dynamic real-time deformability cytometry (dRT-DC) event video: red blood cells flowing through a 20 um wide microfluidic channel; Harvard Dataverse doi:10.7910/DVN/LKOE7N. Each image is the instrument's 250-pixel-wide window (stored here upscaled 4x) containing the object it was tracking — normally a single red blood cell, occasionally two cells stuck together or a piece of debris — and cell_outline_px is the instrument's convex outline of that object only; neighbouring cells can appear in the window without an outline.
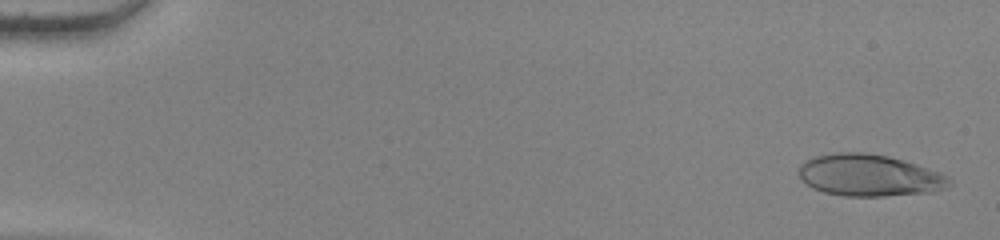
{"species": "human", "species_latin": "Homo sapiens", "temperature_condition": "warm", "stored_images_in_passage": 54, "camera_frame_rate_fps": 3000, "um_per_image_px": 0.085, "donor": {"sex": "female"}, "frame": {"image": 1, "passage_image": 2, "time_ms": 0.333, "image_size_px": [1000, 240], "cell_outline_px": [[952, 184], [944, 188], [932, 192], [884, 196], [844, 196], [824, 192], [812, 188], [800, 176], [800, 164], [804, 160], [812, 156], [836, 152], [864, 152], [888, 156], [904, 160], [940, 172], [948, 176], [952, 180]], "centroid_in_image_um": [73.9, 14.89], "position_along_channel_um": 11.1, "area_um2": 36.82}}
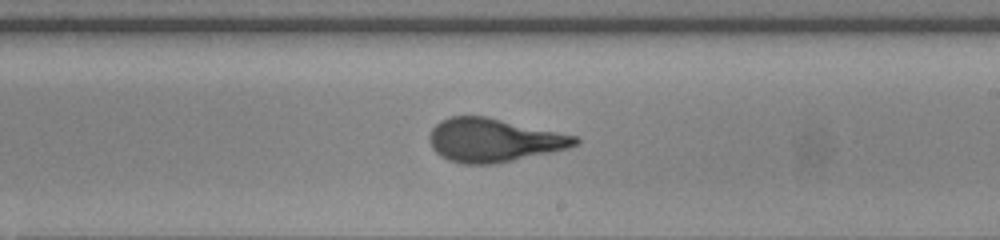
{"frame": {"image": 2, "passage_image": 33, "time_ms": 10.667, "image_size_px": [1000, 240], "cell_outline_px": [[580, 144], [568, 148], [496, 164], [464, 164], [448, 160], [440, 156], [432, 148], [428, 140], [428, 136], [432, 128], [440, 120], [448, 116], [484, 116], [576, 136], [580, 140]], "centroid_in_image_um": [41.91, 11.92], "position_along_channel_um": 247.1, "area_um2": 36.82}}
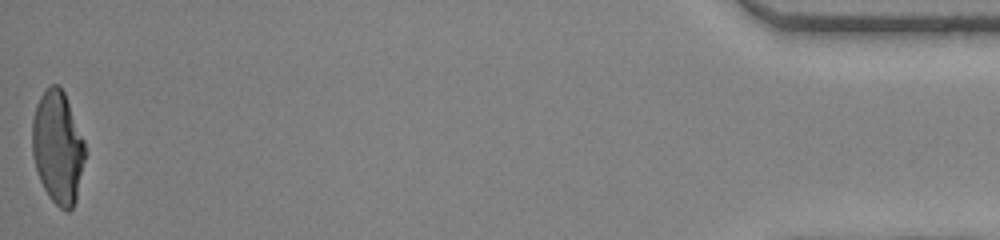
{"frame": {"image": 3, "passage_image": 54, "time_ms": 17.667, "image_size_px": [1000, 240], "cell_outline_px": [[88, 152], [76, 200], [72, 208], [68, 212], [64, 212], [48, 196], [40, 180], [32, 156], [32, 120], [36, 104], [40, 96], [52, 84], [56, 84], [64, 92], [84, 140]], "centroid_in_image_um": [4.93, 12.57], "position_along_channel_um": 430.3, "area_um2": 35.08}, "authors_computed_cell_mechanics": {"area_um2": 36.3562, "velocity_mm_per_s": 3.869, "shape_relaxation_time_tau1_ms": 9.0076, "shape_relaxation_time_tau2_ms": null, "deformation_change_tau1": 0.3422, "deformation_change_tau2": null}}